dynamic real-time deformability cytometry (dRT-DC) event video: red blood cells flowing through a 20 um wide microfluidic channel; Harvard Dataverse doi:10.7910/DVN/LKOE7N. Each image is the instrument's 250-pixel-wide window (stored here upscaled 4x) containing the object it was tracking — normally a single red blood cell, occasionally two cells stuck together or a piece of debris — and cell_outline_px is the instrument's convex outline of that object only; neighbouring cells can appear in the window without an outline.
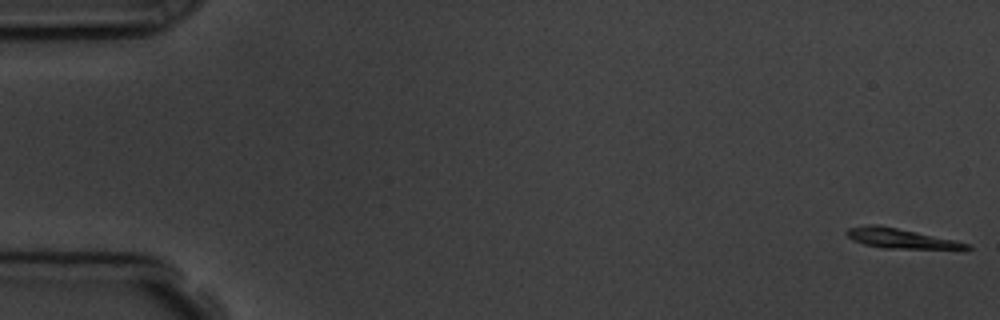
{"species": "common noctule bat (a hibernating species)", "species_latin": "Nyctalus noctula", "temperature_condition": "room temperature", "stored_images_in_passage": 6, "camera_frame_rate_fps": 3000, "um_per_image_px": 0.085, "animal": {"sex": "male", "body_mass_g": 19.5, "forearm_length_mm": 54.6}, "frame": {"image": 1, "passage_image": 1, "time_ms": 0.0, "image_size_px": [1000, 320], "cell_outline_px": [[972, 248], [884, 248], [864, 244], [852, 240], [844, 232], [848, 228], [868, 224], [876, 224], [916, 232], [952, 240], [968, 244]], "centroid_in_image_um": [76.38, 20.24], "position_along_channel_um": 8.6, "area_um2": 13.24}}
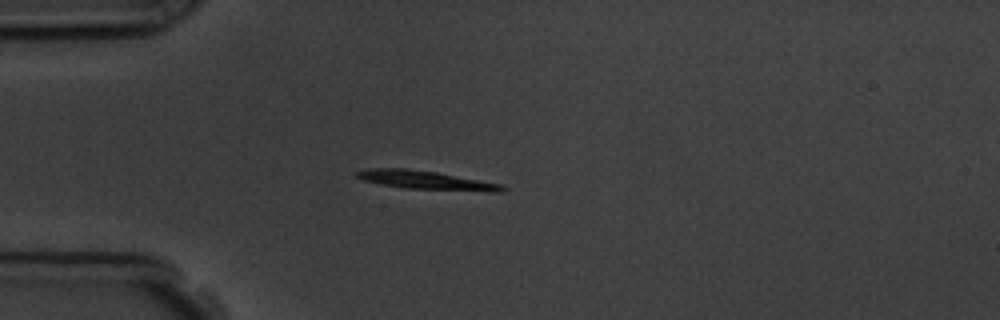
{"frame": {"image": 2, "passage_image": 5, "time_ms": 4.667, "image_size_px": [1000, 320], "cell_outline_px": [[508, 188], [500, 192], [492, 192], [404, 188], [364, 180], [356, 176], [352, 172], [372, 168], [408, 168], [436, 172], [504, 184]], "centroid_in_image_um": [36.28, 15.31], "position_along_channel_um": 48.7, "area_um2": 15.9}}